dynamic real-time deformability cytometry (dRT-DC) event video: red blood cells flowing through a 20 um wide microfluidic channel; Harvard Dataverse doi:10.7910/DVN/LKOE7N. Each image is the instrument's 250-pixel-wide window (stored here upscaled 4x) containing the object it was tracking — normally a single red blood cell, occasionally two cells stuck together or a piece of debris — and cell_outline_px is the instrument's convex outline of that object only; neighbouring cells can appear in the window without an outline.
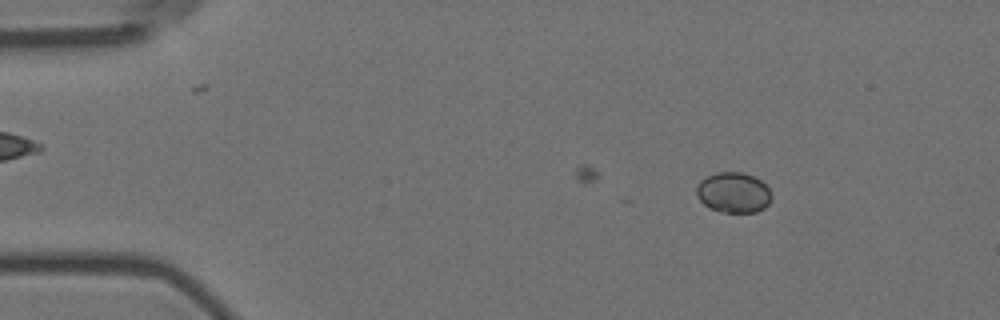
{"species": "Egyptian fruit bat (a non-hibernating species)", "species_latin": "Rousettus aegyptiacus", "temperature_condition": "room temperature", "stored_images_in_passage": 18, "camera_frame_rate_fps": 3000, "um_per_image_px": 0.085, "animal": {"sex": "female"}, "frame": {"image": 1, "passage_image": 8, "time_ms": 2.333, "image_size_px": [1000, 320], "cell_outline_px": [[772, 196], [768, 204], [764, 208], [756, 212], [720, 212], [708, 208], [696, 196], [696, 184], [700, 180], [716, 172], [744, 172], [760, 180], [768, 188]], "centroid_in_image_um": [62.31, 16.37], "position_along_channel_um": 22.7, "area_um2": 17.8}}